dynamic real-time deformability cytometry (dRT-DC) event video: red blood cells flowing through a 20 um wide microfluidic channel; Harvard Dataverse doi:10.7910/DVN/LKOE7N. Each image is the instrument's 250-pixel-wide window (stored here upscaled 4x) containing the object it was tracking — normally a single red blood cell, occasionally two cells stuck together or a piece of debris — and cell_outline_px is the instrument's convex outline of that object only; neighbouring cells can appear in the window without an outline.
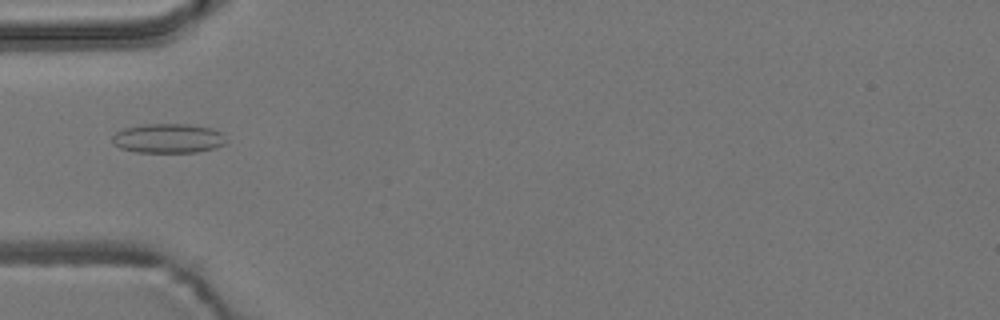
{"species": "common noctule bat (a hibernating species)", "species_latin": "Nyctalus noctula", "temperature_condition": "room temperature", "stored_images_in_passage": 8, "camera_frame_rate_fps": 3000, "um_per_image_px": 0.085, "animal": {"sex": "male", "body_mass_g": 19.2, "forearm_length_mm": 51.8}, "frame": {"image": 1, "passage_image": 5, "time_ms": 4.667, "image_size_px": [1000, 320], "cell_outline_px": [[228, 140], [224, 144], [216, 148], [196, 152], [136, 152], [120, 148], [112, 144], [112, 136], [116, 132], [124, 128], [140, 124], [188, 124], [212, 128], [220, 132]], "centroid_in_image_um": [14.28, 11.76], "position_along_channel_um": 70.7, "area_um2": 19.71}}
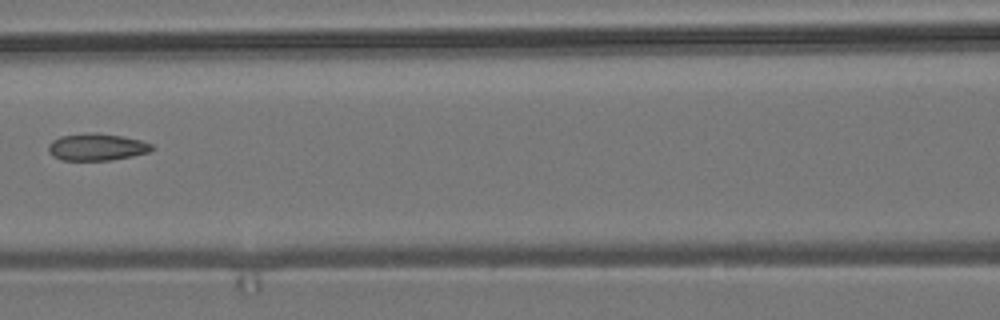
{"frame": {"image": 2, "passage_image": 7, "time_ms": 7.0, "image_size_px": [1000, 320], "cell_outline_px": [[152, 148], [148, 152], [132, 156], [112, 160], [64, 160], [52, 156], [48, 152], [48, 144], [52, 140], [60, 136], [88, 132], [96, 132], [120, 136], [140, 140], [152, 144]], "centroid_in_image_um": [8.17, 12.49], "position_along_channel_um": 158.4, "area_um2": 16.3}}
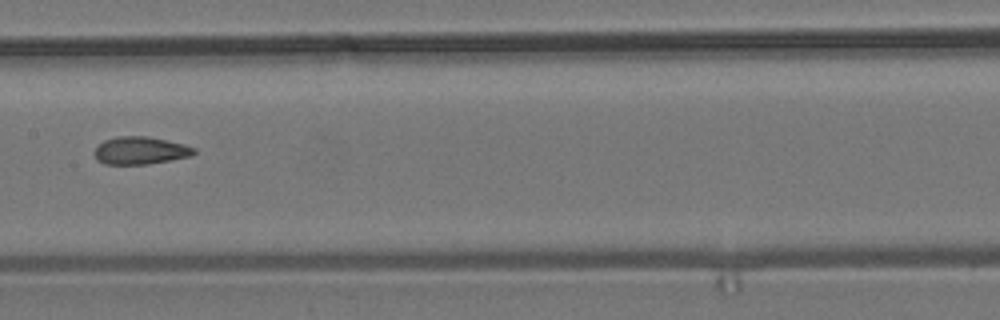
{"frame": {"image": 3, "passage_image": 8, "time_ms": 8.0, "image_size_px": [1000, 320], "cell_outline_px": [[196, 152], [192, 156], [172, 160], [148, 164], [104, 164], [96, 160], [92, 152], [104, 140], [116, 136], [148, 136], [184, 144], [196, 148]], "centroid_in_image_um": [11.92, 12.8], "position_along_channel_um": 195.5, "area_um2": 16.24}}